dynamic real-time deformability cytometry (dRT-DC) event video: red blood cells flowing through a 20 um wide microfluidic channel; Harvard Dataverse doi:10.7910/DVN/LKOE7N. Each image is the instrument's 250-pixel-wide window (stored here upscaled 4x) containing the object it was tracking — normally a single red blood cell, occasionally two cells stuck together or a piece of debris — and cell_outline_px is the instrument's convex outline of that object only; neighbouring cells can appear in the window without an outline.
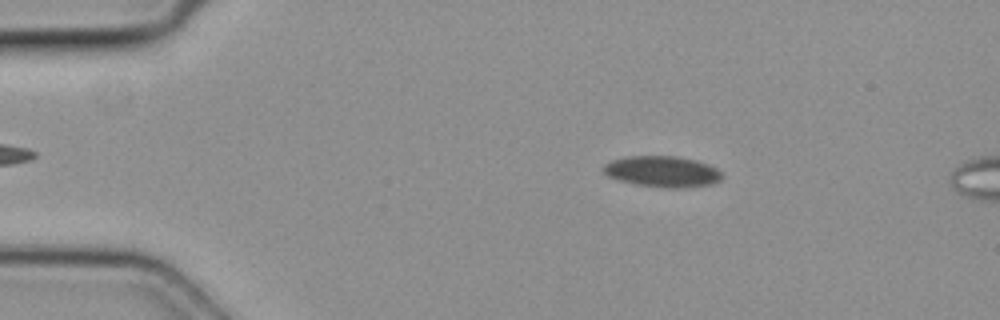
{"species": "common noctule bat (a hibernating species)", "species_latin": "Nyctalus noctula", "temperature_condition": "cold", "stored_images_in_passage": 3, "camera_frame_rate_fps": 3000, "um_per_image_px": 0.085, "animal": {"sex": "female", "body_mass_g": 19.3, "forearm_length_mm": 54.1}, "frame": {"image": 1, "passage_image": 1, "time_ms": 0.0, "image_size_px": [1000, 320], "cell_outline_px": [[724, 176], [720, 180], [712, 184], [684, 188], [664, 188], [636, 184], [620, 180], [608, 176], [604, 172], [604, 164], [612, 160], [628, 156], [676, 156], [696, 160], [708, 164], [716, 168]], "centroid_in_image_um": [56.33, 14.58], "position_along_channel_um": 28.7, "area_um2": 21.44}}